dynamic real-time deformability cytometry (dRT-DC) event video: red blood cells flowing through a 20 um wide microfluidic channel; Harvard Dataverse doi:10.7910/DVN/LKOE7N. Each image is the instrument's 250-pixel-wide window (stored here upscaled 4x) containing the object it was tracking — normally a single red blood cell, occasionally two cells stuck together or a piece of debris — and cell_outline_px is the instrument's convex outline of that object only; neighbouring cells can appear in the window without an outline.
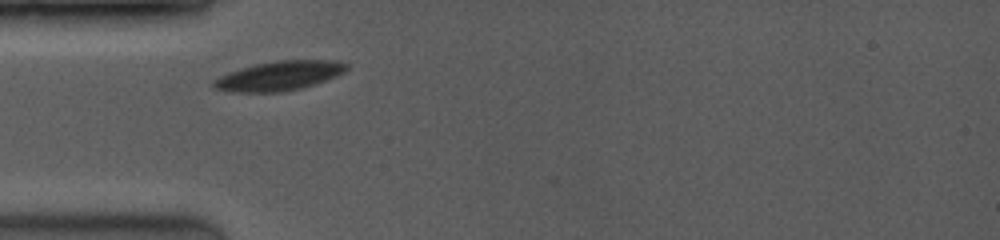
{"species": "common noctule bat (a hibernating species)", "species_latin": "Nyctalus noctula", "temperature_condition": "room temperature", "stored_images_in_passage": 5, "camera_frame_rate_fps": 3500, "um_per_image_px": 0.085, "animal": {"sex": "female", "body_mass_g": 19.0, "forearm_length_mm": 53.3}, "frame": {"image": 1, "passage_image": 1, "time_ms": 0.0, "image_size_px": [1000, 240], "cell_outline_px": [[348, 68], [344, 72], [336, 76], [300, 88], [284, 92], [232, 92], [212, 88], [212, 80], [228, 72], [240, 68], [256, 64], [276, 60], [340, 60], [348, 64]], "centroid_in_image_um": [23.7, 6.44], "position_along_channel_um": 61.3, "area_um2": 22.83}}